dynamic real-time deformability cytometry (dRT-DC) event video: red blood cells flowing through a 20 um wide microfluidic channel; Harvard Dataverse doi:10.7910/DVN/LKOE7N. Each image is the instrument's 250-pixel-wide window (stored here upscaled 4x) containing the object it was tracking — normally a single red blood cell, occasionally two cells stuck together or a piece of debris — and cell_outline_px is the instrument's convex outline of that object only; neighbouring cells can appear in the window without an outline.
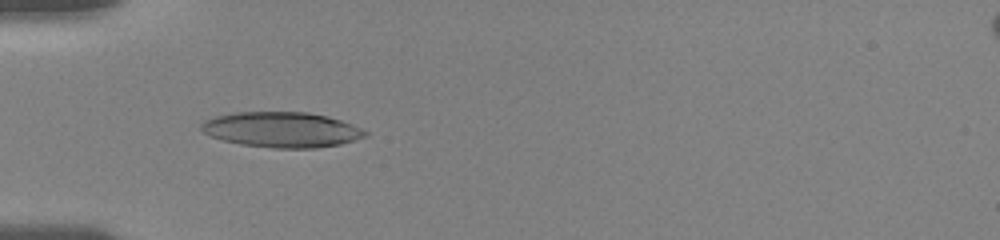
{"species": "human", "species_latin": "Homo sapiens", "temperature_condition": "room temperature", "stored_images_in_passage": 16, "camera_frame_rate_fps": 3000, "um_per_image_px": 0.085, "donor": {"sex": "female"}, "frame": {"image": 1, "passage_image": 15, "time_ms": 3.333, "image_size_px": [1000, 240], "cell_outline_px": [[368, 136], [340, 144], [316, 148], [272, 148], [240, 144], [224, 140], [212, 136], [204, 132], [200, 128], [200, 124], [204, 120], [216, 116], [236, 112], [308, 112], [328, 116], [352, 124], [368, 132]], "centroid_in_image_um": [23.96, 11.02], "position_along_channel_um": 61.0, "area_um2": 33.76}}